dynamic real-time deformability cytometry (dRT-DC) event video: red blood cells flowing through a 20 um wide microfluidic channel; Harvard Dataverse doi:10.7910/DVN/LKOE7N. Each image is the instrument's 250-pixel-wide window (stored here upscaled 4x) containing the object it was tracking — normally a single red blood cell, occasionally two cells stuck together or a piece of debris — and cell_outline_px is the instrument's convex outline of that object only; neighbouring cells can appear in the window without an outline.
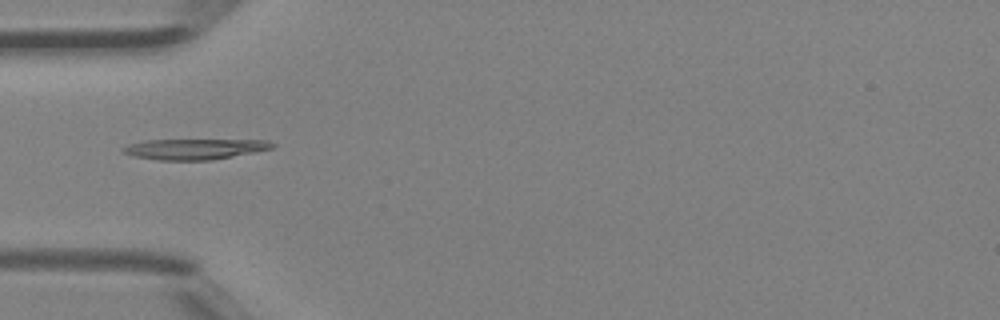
{"species": "Egyptian fruit bat (a non-hibernating species)", "species_latin": "Rousettus aegyptiacus", "temperature_condition": "room temperature", "stored_images_in_passage": 1, "camera_frame_rate_fps": 3000, "um_per_image_px": 0.085, "animal": {"sex": "female"}, "frame": {"image": 1, "passage_image": 1, "time_ms": 0.0, "image_size_px": [1000, 320], "cell_outline_px": [[276, 144], [272, 148], [256, 152], [212, 160], [160, 160], [132, 156], [124, 152], [120, 148], [128, 144], [144, 140], [268, 140]], "centroid_in_image_um": [16.54, 12.66], "position_along_channel_um": 68.5, "area_um2": 17.98}}